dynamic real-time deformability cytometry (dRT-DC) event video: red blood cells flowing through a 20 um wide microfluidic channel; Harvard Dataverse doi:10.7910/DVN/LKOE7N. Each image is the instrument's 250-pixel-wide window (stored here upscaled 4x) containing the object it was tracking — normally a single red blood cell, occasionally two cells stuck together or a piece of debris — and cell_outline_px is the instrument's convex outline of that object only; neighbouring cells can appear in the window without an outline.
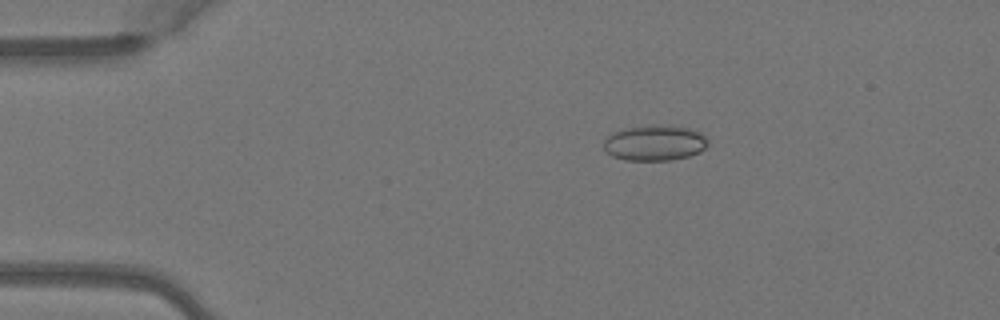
{"species": "Egyptian fruit bat (a non-hibernating species)", "species_latin": "Rousettus aegyptiacus", "temperature_condition": "warm", "stored_images_in_passage": 5, "camera_frame_rate_fps": 3000, "um_per_image_px": 0.085, "animal": {"sex": "female"}, "frame": {"image": 1, "passage_image": 2, "time_ms": 0.333, "image_size_px": [1000, 320], "cell_outline_px": [[708, 144], [700, 152], [688, 156], [672, 160], [624, 160], [612, 156], [604, 152], [604, 140], [612, 132], [624, 128], [652, 124], [672, 124], [688, 128], [700, 132], [708, 140]], "centroid_in_image_um": [55.63, 12.13], "position_along_channel_um": 29.4, "area_um2": 22.02}}
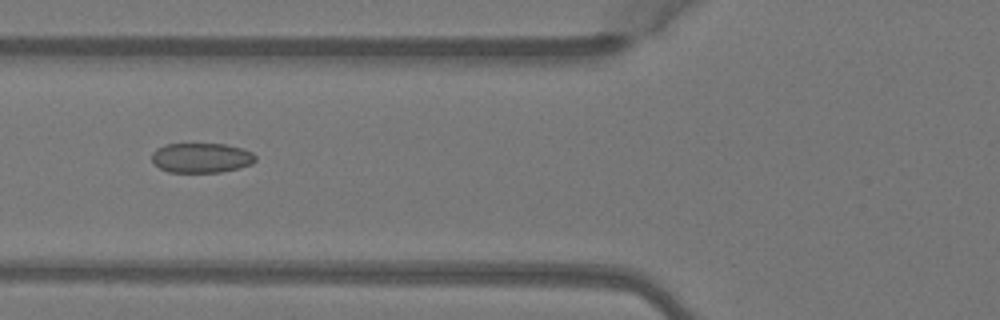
{"frame": {"image": 2, "passage_image": 5, "time_ms": 1.333, "image_size_px": [1000, 320], "cell_outline_px": [[256, 160], [252, 164], [240, 168], [220, 172], [168, 172], [160, 168], [152, 160], [152, 152], [156, 148], [168, 144], [224, 144], [240, 148], [252, 152], [256, 156]], "centroid_in_image_um": [17.13, 13.42], "position_along_channel_um": 108.7, "area_um2": 17.98}}